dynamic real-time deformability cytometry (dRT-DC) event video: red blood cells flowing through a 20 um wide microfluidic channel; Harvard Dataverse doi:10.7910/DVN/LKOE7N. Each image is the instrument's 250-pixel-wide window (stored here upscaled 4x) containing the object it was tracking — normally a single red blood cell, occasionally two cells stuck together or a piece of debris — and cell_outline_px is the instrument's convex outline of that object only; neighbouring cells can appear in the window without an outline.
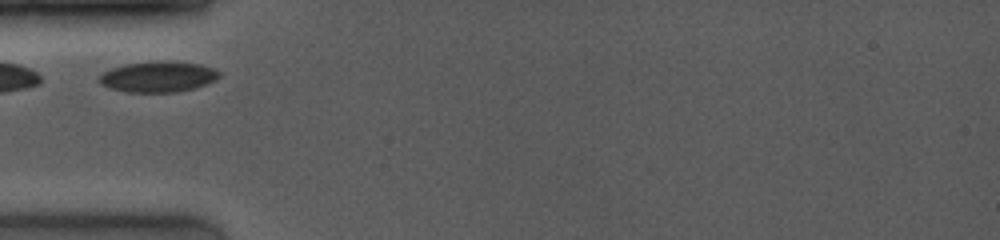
{"species": "common noctule bat (a hibernating species)", "species_latin": "Nyctalus noctula", "temperature_condition": "room temperature", "stored_images_in_passage": 17, "camera_frame_rate_fps": 4000, "um_per_image_px": 0.085, "animal": {"sex": "female", "body_mass_g": 19.0, "forearm_length_mm": 53.3}, "frame": {"image": 1, "passage_image": 1, "time_ms": 0.0, "image_size_px": [1000, 240], "cell_outline_px": [[220, 76], [216, 80], [196, 88], [176, 92], [124, 92], [108, 88], [100, 84], [96, 80], [96, 76], [112, 68], [124, 64], [160, 60], [200, 64], [212, 68], [220, 72]], "centroid_in_image_um": [13.39, 6.53], "position_along_channel_um": 71.6, "area_um2": 21.85}}
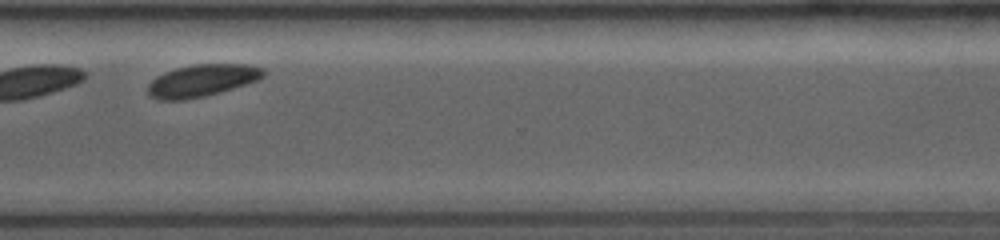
{"frame": {"image": 2, "passage_image": 15, "time_ms": 7.25, "image_size_px": [1000, 240], "cell_outline_px": [[264, 76], [256, 80], [220, 92], [204, 96], [184, 100], [156, 100], [148, 96], [148, 84], [156, 76], [164, 72], [176, 68], [192, 64], [252, 64], [264, 68]], "centroid_in_image_um": [17.13, 6.84], "position_along_channel_um": 353.5, "area_um2": 21.73}}
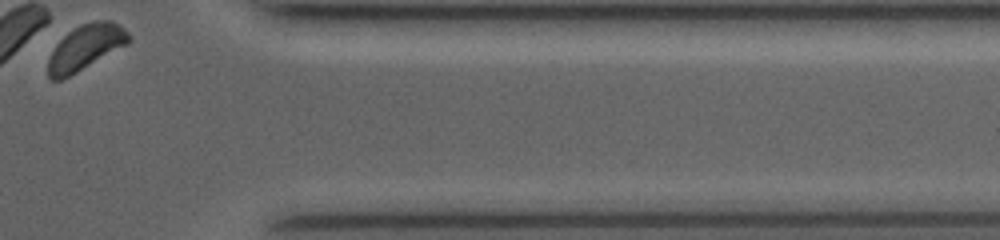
{"frame": {"image": 3, "passage_image": 17, "time_ms": 8.75, "image_size_px": [1000, 240], "cell_outline_px": [[132, 40], [128, 44], [76, 72], [60, 80], [52, 80], [48, 76], [48, 60], [56, 44], [68, 32], [80, 24], [96, 20], [112, 20], [120, 24], [132, 36]], "centroid_in_image_um": [7.31, 3.99], "position_along_channel_um": 404.1, "area_um2": 21.21}}